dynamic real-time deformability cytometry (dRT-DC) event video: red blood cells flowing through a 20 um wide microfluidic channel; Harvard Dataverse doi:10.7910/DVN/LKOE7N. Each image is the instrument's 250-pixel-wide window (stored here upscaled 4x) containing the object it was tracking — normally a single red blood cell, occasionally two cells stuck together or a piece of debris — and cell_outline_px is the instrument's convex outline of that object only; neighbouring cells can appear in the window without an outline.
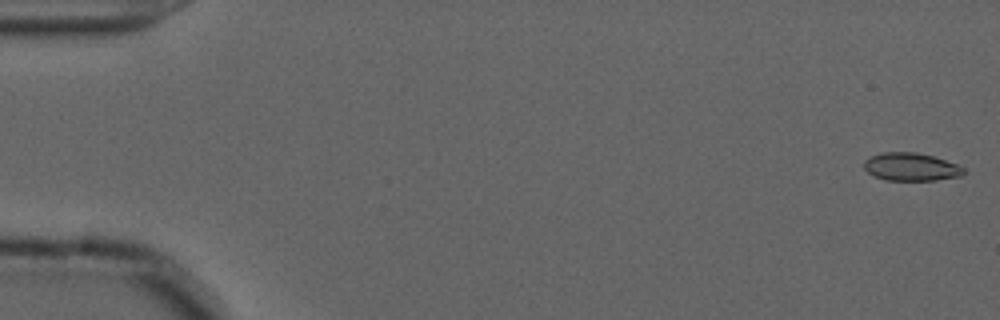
{"species": "common noctule bat (a hibernating species)", "species_latin": "Nyctalus noctula", "temperature_condition": "cold", "stored_images_in_passage": 55, "camera_frame_rate_fps": 3000, "um_per_image_px": 0.085, "animal": {"sex": "male", "forearm_length_mm": 52.5}, "frame": {"image": 1, "passage_image": 1, "time_ms": 0.0, "image_size_px": [1000, 320], "cell_outline_px": [[964, 172], [960, 176], [936, 180], [884, 180], [868, 172], [864, 168], [864, 160], [872, 156], [884, 152], [916, 152], [932, 156], [956, 164], [964, 168]], "centroid_in_image_um": [77.42, 14.18], "position_along_channel_um": 7.6, "area_um2": 16.01}}
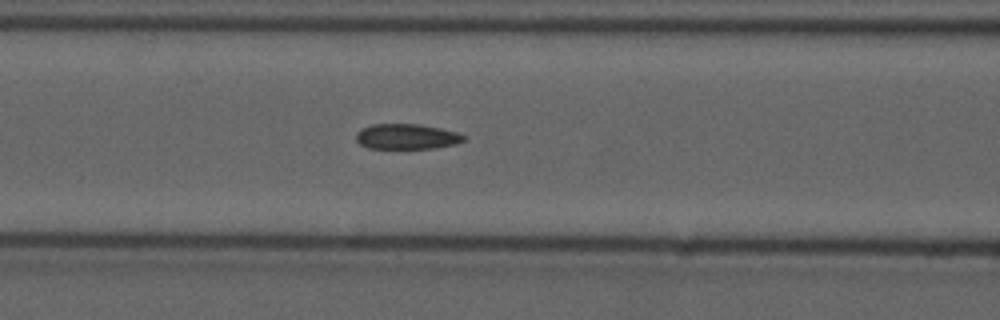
{"frame": {"image": 2, "passage_image": 23, "time_ms": 7.333, "image_size_px": [1000, 320], "cell_outline_px": [[464, 140], [456, 144], [432, 148], [368, 148], [360, 144], [356, 140], [356, 132], [372, 124], [420, 124], [440, 128], [456, 132], [464, 136]], "centroid_in_image_um": [34.55, 11.6], "position_along_channel_um": 132.1, "area_um2": 15.72}}
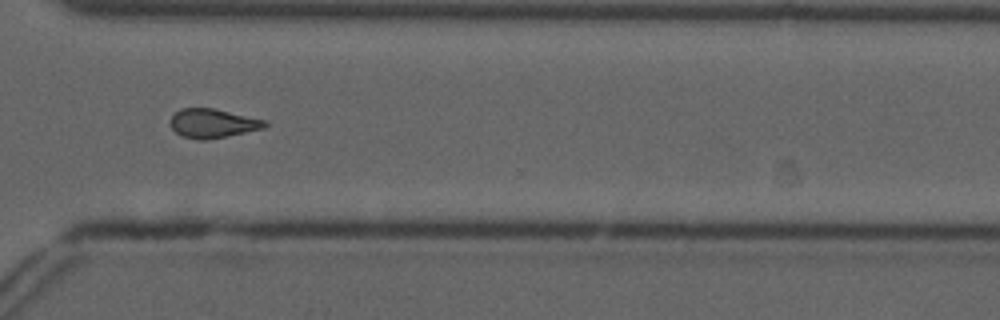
{"frame": {"image": 3, "passage_image": 41, "time_ms": 13.333, "image_size_px": [1000, 320], "cell_outline_px": [[268, 124], [264, 128], [204, 140], [196, 140], [180, 136], [168, 124], [168, 120], [180, 108], [212, 108], [268, 120]], "centroid_in_image_um": [18.04, 10.48], "position_along_channel_um": 352.6, "area_um2": 16.07}, "authors_computed_cell_mechanics": {"area_um2": 16.184, "velocity_mm_per_s": 3.6833, "shape_relaxation_time_tau1_ms": null, "shape_relaxation_time_tau2_ms": 3.5214, "deformation_change_tau1": null, "deformation_change_tau2": 0.0851}}